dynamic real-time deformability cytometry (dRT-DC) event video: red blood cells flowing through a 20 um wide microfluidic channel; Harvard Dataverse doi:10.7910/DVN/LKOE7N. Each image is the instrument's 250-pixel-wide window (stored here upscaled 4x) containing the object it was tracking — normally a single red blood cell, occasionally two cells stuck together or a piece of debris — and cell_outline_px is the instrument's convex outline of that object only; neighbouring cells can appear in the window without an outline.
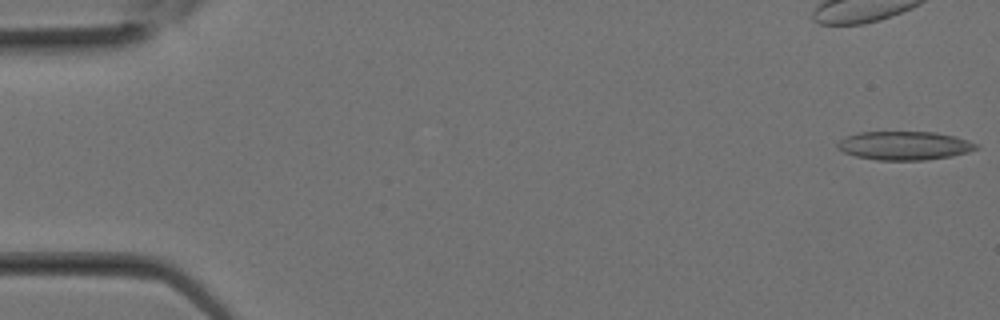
{"species": "Egyptian fruit bat (a non-hibernating species)", "species_latin": "Rousettus aegyptiacus", "temperature_condition": "room temperature", "stored_images_in_passage": 12, "camera_frame_rate_fps": 3000, "um_per_image_px": 0.085, "animal": {"sex": "female"}, "frame": {"image": 1, "passage_image": 1, "time_ms": 0.0, "image_size_px": [1000, 320], "cell_outline_px": [[980, 148], [968, 152], [952, 156], [924, 160], [876, 160], [856, 156], [844, 152], [836, 148], [836, 144], [840, 140], [848, 136], [860, 132], [936, 132], [956, 136], [980, 144]], "centroid_in_image_um": [76.92, 12.38], "position_along_channel_um": 8.1, "area_um2": 23.29}}